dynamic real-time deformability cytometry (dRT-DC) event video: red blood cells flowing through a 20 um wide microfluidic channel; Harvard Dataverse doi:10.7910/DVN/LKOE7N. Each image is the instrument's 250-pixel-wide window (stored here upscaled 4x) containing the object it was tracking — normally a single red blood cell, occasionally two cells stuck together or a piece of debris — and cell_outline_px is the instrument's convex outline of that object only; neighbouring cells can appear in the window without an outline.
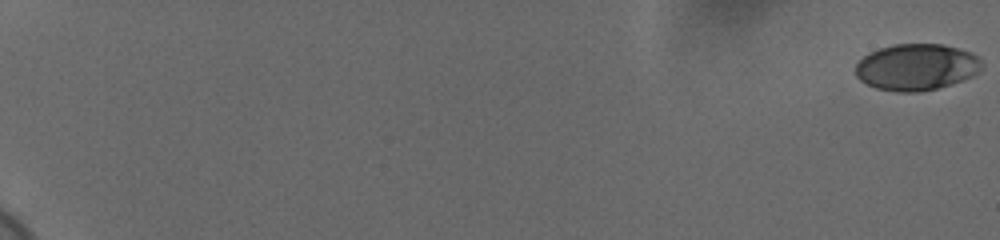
{"species": "human", "species_latin": "Homo sapiens", "temperature_condition": "cold", "stored_images_in_passage": 60, "camera_frame_rate_fps": 3000, "um_per_image_px": 0.085, "donor": {"sex": "female"}, "frame": {"image": 1, "passage_image": 1, "time_ms": 0.0, "image_size_px": [1000, 240], "cell_outline_px": [[984, 64], [980, 72], [972, 76], [952, 84], [936, 88], [916, 92], [896, 92], [876, 88], [860, 80], [856, 76], [856, 64], [868, 52], [892, 44], [944, 44], [972, 52], [980, 56]], "centroid_in_image_um": [77.94, 5.69], "position_along_channel_um": 7.1, "area_um2": 34.56}}
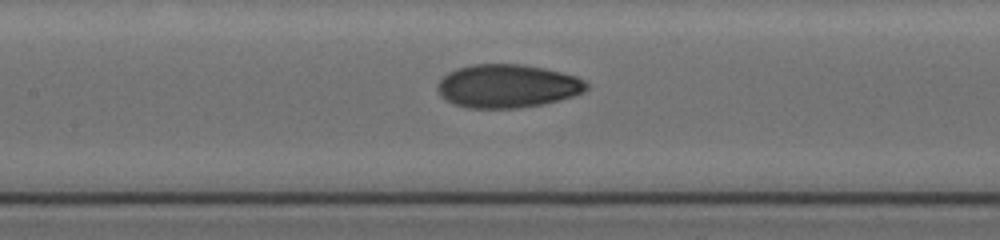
{"frame": {"image": 2, "passage_image": 33, "time_ms": 10.667, "image_size_px": [1000, 240], "cell_outline_px": [[588, 88], [584, 92], [560, 100], [544, 104], [520, 108], [468, 108], [452, 104], [444, 100], [440, 96], [436, 88], [436, 84], [448, 72], [456, 68], [472, 64], [520, 64], [544, 68], [576, 76], [584, 80], [588, 84]], "centroid_in_image_um": [43.09, 7.32], "position_along_channel_um": 164.3, "area_um2": 38.03}}
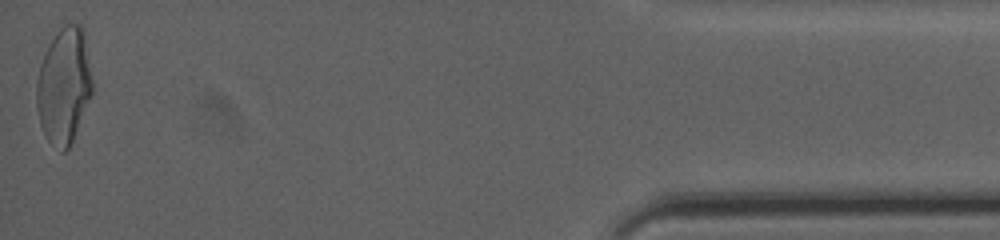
{"frame": {"image": 3, "passage_image": 60, "time_ms": 19.667, "image_size_px": [1000, 240], "cell_outline_px": [[92, 92], [72, 140], [68, 148], [64, 152], [60, 152], [48, 140], [40, 124], [36, 108], [36, 80], [40, 64], [48, 44], [56, 32], [60, 28], [68, 24], [80, 24], [84, 32], [92, 80]], "centroid_in_image_um": [5.41, 7.27], "position_along_channel_um": 429.8, "area_um2": 37.4}, "authors_computed_cell_mechanics": {"area_um2": 35.8938, "velocity_mm_per_s": 3.6933, "shape_relaxation_time_tau1_ms": 5.5953, "shape_relaxation_time_tau2_ms": 1.5763, "deformation_change_tau1": 0.1958, "deformation_change_tau2": 0.0612}}